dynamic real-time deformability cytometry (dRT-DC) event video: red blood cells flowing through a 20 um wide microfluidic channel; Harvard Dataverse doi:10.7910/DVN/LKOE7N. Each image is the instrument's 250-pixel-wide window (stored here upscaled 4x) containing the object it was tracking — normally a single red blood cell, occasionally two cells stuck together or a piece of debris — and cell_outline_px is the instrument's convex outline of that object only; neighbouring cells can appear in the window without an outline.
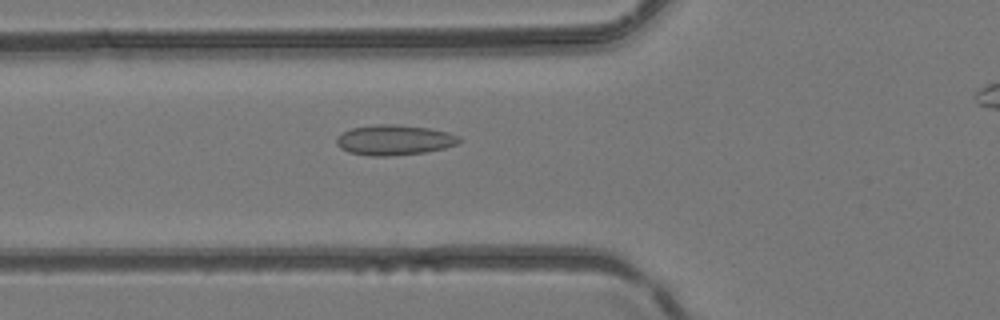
{"species": "common noctule bat (a hibernating species)", "species_latin": "Nyctalus noctula", "temperature_condition": "room temperature", "stored_images_in_passage": 43, "camera_frame_rate_fps": 3000, "um_per_image_px": 0.085, "animal": {"sex": "female", "body_mass_g": 24.6, "forearm_length_mm": 56.2}, "frame": {"image": 1, "passage_image": 18, "time_ms": 5.667, "image_size_px": [1000, 320], "cell_outline_px": [[464, 140], [456, 144], [444, 148], [424, 152], [388, 156], [368, 156], [348, 152], [340, 148], [336, 144], [336, 136], [352, 128], [376, 124], [396, 124], [428, 128], [448, 132], [460, 136]], "centroid_in_image_um": [33.51, 11.9], "position_along_channel_um": 92.3, "area_um2": 21.73}}
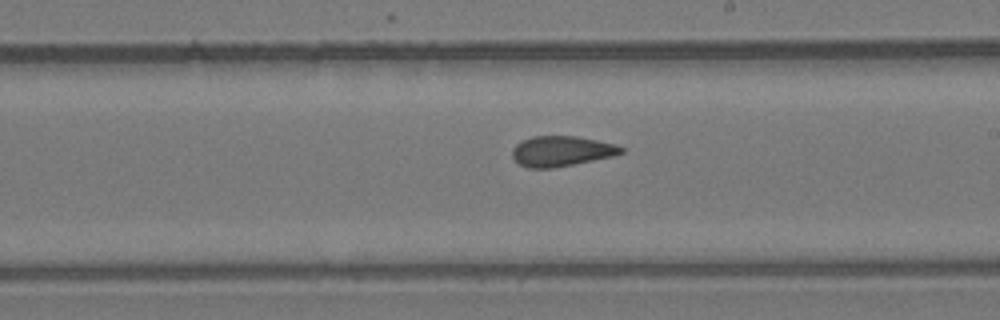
{"frame": {"image": 2, "passage_image": 28, "time_ms": 9.0, "image_size_px": [1000, 320], "cell_outline_px": [[624, 152], [612, 156], [552, 168], [528, 168], [520, 164], [512, 156], [512, 148], [516, 144], [532, 136], [576, 136], [616, 144], [624, 148]], "centroid_in_image_um": [47.71, 12.84], "position_along_channel_um": 241.3, "area_um2": 19.02}}
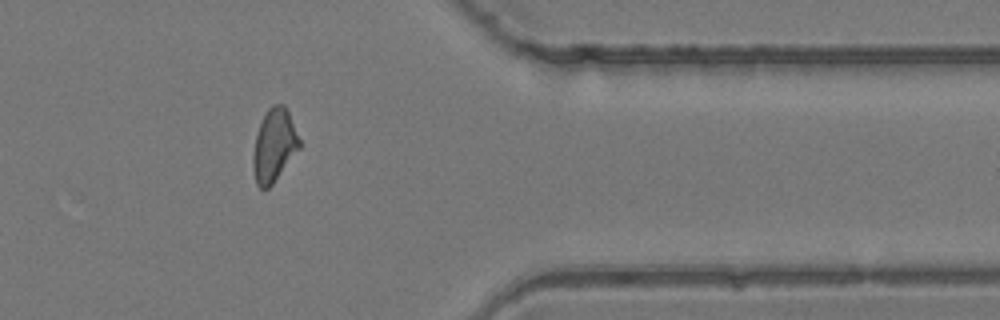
{"frame": {"image": 3, "passage_image": 39, "time_ms": 12.667, "image_size_px": [1000, 320], "cell_outline_px": [[300, 148], [272, 184], [268, 188], [260, 188], [256, 184], [252, 164], [252, 156], [256, 136], [260, 124], [268, 108], [272, 104], [284, 104], [288, 112], [300, 140]], "centroid_in_image_um": [23.29, 12.36], "position_along_channel_um": 388.1, "area_um2": 19.42}}